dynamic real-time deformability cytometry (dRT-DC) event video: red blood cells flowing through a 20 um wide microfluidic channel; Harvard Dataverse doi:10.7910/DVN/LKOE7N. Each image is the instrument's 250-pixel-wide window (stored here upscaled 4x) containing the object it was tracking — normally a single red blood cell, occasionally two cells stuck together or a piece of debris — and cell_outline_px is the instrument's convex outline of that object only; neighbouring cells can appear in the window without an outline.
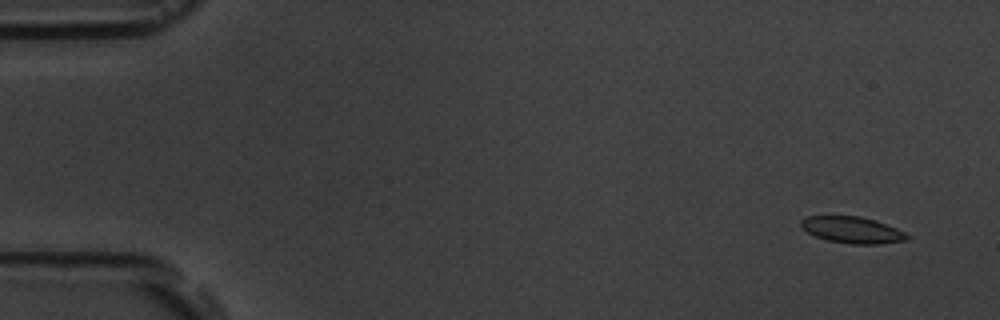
{"species": "common noctule bat (a hibernating species)", "species_latin": "Nyctalus noctula", "temperature_condition": "room temperature", "stored_images_in_passage": 5, "camera_frame_rate_fps": 3000, "um_per_image_px": 0.085, "animal": {"sex": "male", "body_mass_g": 19.5, "forearm_length_mm": 54.6}, "frame": {"image": 1, "passage_image": 1, "time_ms": 0.0, "image_size_px": [1000, 320], "cell_outline_px": [[908, 240], [880, 244], [852, 244], [828, 240], [816, 236], [808, 232], [800, 224], [800, 220], [808, 216], [860, 216], [896, 228], [904, 232], [908, 236]], "centroid_in_image_um": [72.44, 19.55], "position_along_channel_um": 12.6, "area_um2": 16.07}}
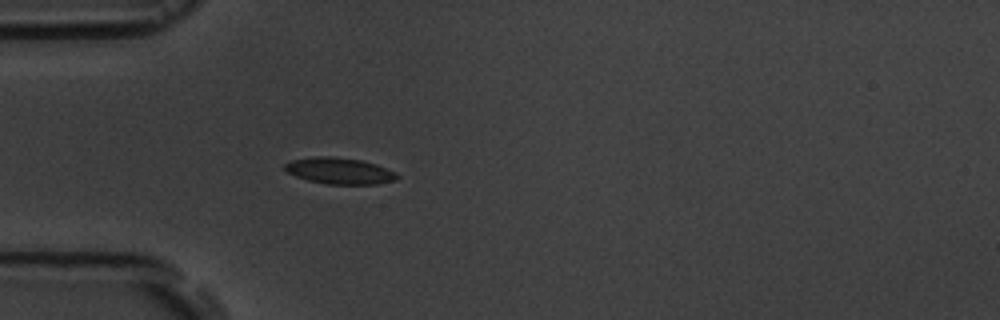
{"frame": {"image": 2, "passage_image": 5, "time_ms": 4.333, "image_size_px": [1000, 320], "cell_outline_px": [[400, 176], [396, 180], [376, 184], [328, 184], [308, 180], [296, 176], [288, 172], [284, 168], [284, 164], [292, 160], [312, 156], [332, 156], [360, 160], [376, 164], [396, 172]], "centroid_in_image_um": [28.87, 14.52], "position_along_channel_um": 56.1, "area_um2": 17.22}}